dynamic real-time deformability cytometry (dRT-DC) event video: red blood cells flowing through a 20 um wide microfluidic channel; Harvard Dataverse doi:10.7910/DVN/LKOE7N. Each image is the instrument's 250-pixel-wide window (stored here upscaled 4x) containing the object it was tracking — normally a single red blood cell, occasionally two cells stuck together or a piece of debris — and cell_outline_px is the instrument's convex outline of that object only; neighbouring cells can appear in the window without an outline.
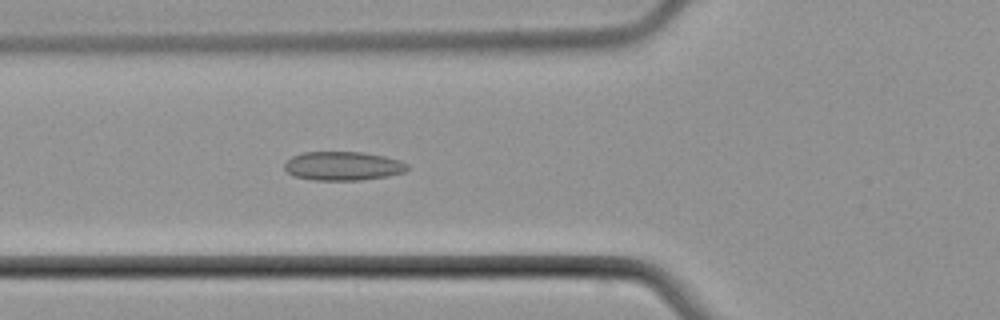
{"species": "common noctule bat (a hibernating species)", "species_latin": "Nyctalus noctula", "temperature_condition": "cold", "stored_images_in_passage": 5, "camera_frame_rate_fps": 3000, "um_per_image_px": 0.085, "animal": {"sex": "male", "body_mass_g": 21.5, "forearm_length_mm": 52.0}, "frame": {"image": 1, "passage_image": 5, "time_ms": 4.667, "image_size_px": [1000, 320], "cell_outline_px": [[408, 168], [404, 172], [388, 176], [360, 180], [312, 180], [292, 176], [284, 168], [284, 164], [292, 156], [304, 152], [360, 152], [384, 156], [400, 160], [408, 164]], "centroid_in_image_um": [29.14, 14.11], "position_along_channel_um": 96.7, "area_um2": 20.69}}